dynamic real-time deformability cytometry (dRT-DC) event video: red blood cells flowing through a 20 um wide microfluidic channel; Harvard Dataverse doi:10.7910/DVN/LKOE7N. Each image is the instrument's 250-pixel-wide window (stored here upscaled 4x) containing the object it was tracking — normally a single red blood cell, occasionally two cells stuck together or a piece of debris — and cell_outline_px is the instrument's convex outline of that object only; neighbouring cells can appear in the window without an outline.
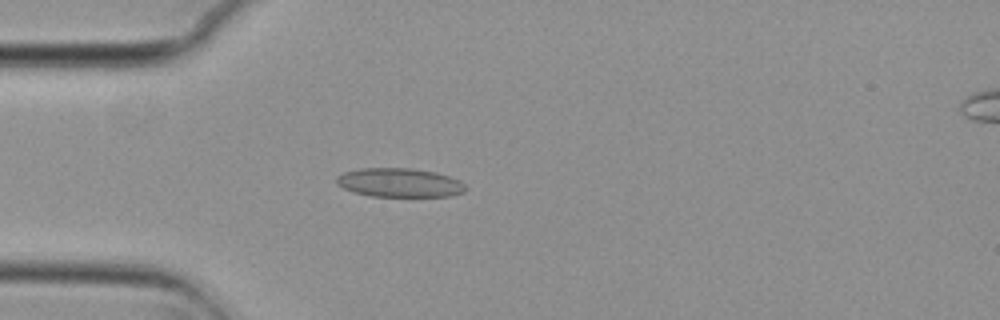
{"species": "common noctule bat (a hibernating species)", "species_latin": "Nyctalus noctula", "temperature_condition": "cold", "stored_images_in_passage": 48, "camera_frame_rate_fps": 3000, "um_per_image_px": 0.085, "animal": {"sex": "female", "body_mass_g": 29.2, "forearm_length_mm": 56.3}, "frame": {"image": 1, "passage_image": 8, "time_ms": 2.333, "image_size_px": [1000, 320], "cell_outline_px": [[468, 188], [464, 192], [452, 196], [372, 196], [352, 192], [336, 184], [336, 176], [344, 172], [360, 168], [412, 168], [436, 172], [460, 180]], "centroid_in_image_um": [33.96, 15.52], "position_along_channel_um": 51.0, "area_um2": 21.91}}
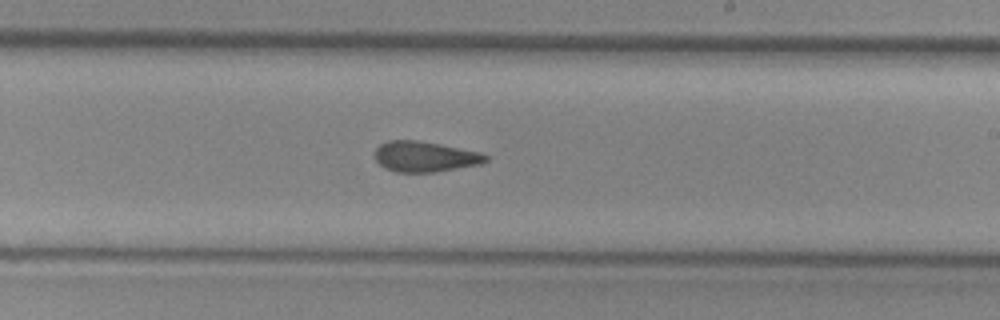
{"frame": {"image": 2, "passage_image": 25, "time_ms": 8.0, "image_size_px": [1000, 320], "cell_outline_px": [[488, 160], [480, 164], [436, 172], [396, 172], [384, 168], [376, 160], [376, 148], [380, 144], [388, 140], [416, 140], [440, 144], [480, 152], [488, 156]], "centroid_in_image_um": [36.11, 13.31], "position_along_channel_um": 252.9, "area_um2": 19.65}}
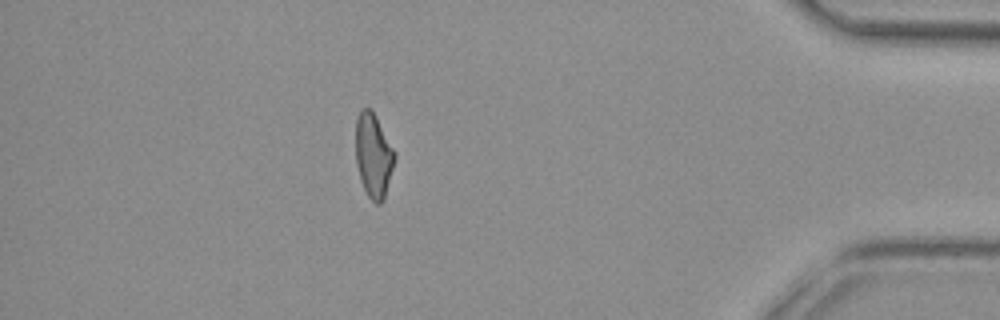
{"frame": {"image": 3, "passage_image": 41, "time_ms": 13.333, "image_size_px": [1000, 320], "cell_outline_px": [[396, 156], [384, 200], [380, 204], [376, 204], [368, 196], [360, 180], [356, 164], [356, 120], [360, 112], [364, 108], [368, 108], [376, 116], [396, 152]], "centroid_in_image_um": [31.75, 13.24], "position_along_channel_um": 403.4, "area_um2": 19.07}, "authors_computed_cell_mechanics": {"area_um2": 20.23, "velocity_mm_per_s": 3.7295, "shape_relaxation_time_tau1_ms": null, "shape_relaxation_time_tau2_ms": 2.3259, "deformation_change_tau1": null, "deformation_change_tau2": 0.0723}}